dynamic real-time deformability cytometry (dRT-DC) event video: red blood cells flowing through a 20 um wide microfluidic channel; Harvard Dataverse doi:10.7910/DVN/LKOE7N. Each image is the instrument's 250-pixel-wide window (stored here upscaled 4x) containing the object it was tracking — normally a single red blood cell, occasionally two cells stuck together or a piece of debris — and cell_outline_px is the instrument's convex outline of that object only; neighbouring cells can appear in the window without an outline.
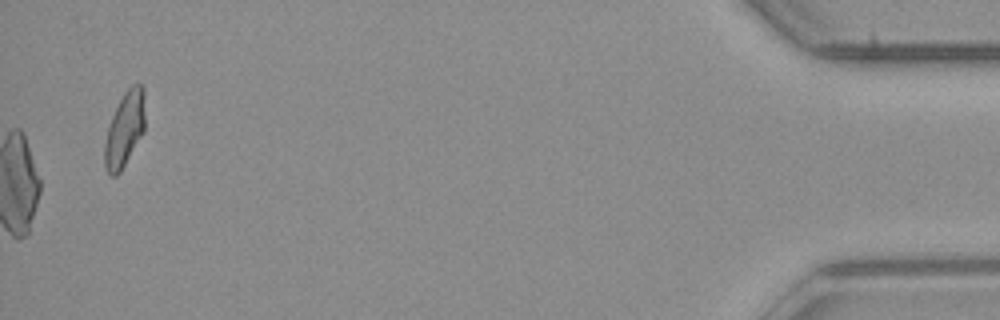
{"species": "common noctule bat (a hibernating species)", "species_latin": "Nyctalus noctula", "temperature_condition": "room temperature", "stored_images_in_passage": 53, "camera_frame_rate_fps": 3000, "um_per_image_px": 0.085, "animal": {"sex": "male", "body_mass_g": 23.1, "forearm_length_mm": 52.7}, "frame": {"image": 1, "passage_image": 53, "time_ms": 17.333, "image_size_px": [1000, 320], "cell_outline_px": [[144, 132], [120, 172], [116, 176], [108, 176], [104, 164], [104, 144], [108, 124], [124, 92], [132, 84], [140, 84], [144, 88]], "centroid_in_image_um": [10.58, 11.01], "position_along_channel_um": 424.6, "area_um2": 17.69}}